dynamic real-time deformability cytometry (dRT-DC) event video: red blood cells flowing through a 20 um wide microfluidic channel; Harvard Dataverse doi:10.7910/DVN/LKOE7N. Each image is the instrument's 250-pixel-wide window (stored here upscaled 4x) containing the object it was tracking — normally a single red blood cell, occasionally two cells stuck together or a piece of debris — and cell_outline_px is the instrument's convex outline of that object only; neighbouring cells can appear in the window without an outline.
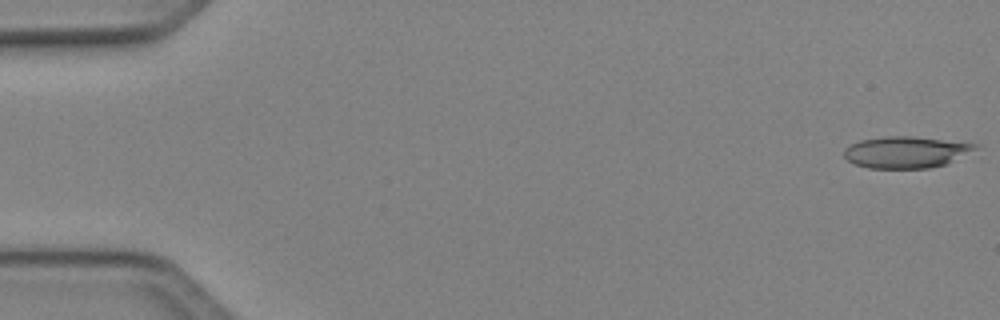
{"species": "Egyptian fruit bat (a non-hibernating species)", "species_latin": "Rousettus aegyptiacus", "temperature_condition": "cold", "stored_images_in_passage": 50, "camera_frame_rate_fps": 3000, "um_per_image_px": 0.085, "animal": {"sex": "female"}, "frame": {"image": 1, "passage_image": 1, "time_ms": 0.0, "image_size_px": [1000, 320], "cell_outline_px": [[976, 148], [944, 164], [928, 168], [868, 168], [856, 164], [848, 160], [844, 156], [844, 148], [860, 140], [884, 136], [912, 136], [976, 144]], "centroid_in_image_um": [76.91, 12.93], "position_along_channel_um": 8.1, "area_um2": 23.58}}
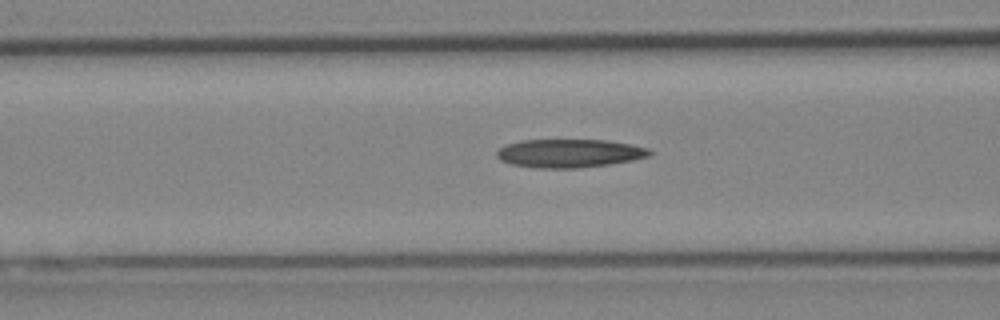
{"frame": {"image": 2, "passage_image": 20, "time_ms": 6.333, "image_size_px": [1000, 320], "cell_outline_px": [[652, 156], [632, 160], [608, 164], [576, 168], [532, 168], [512, 164], [500, 160], [496, 156], [496, 152], [504, 144], [520, 140], [604, 140], [628, 144], [648, 148], [652, 152]], "centroid_in_image_um": [48.35, 13.03], "position_along_channel_um": 118.2, "area_um2": 25.32}}
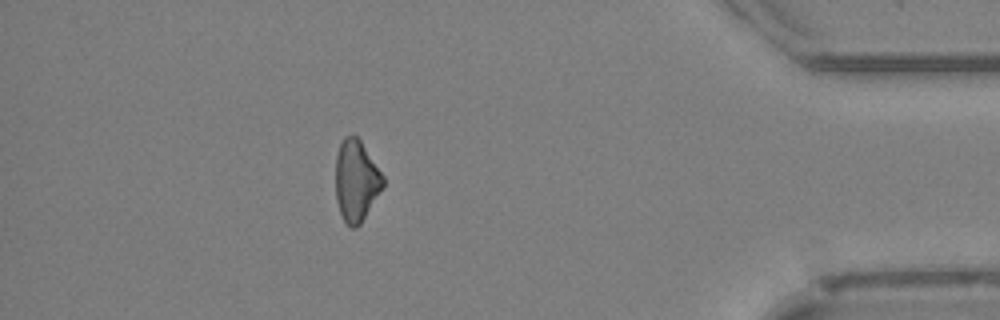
{"frame": {"image": 3, "passage_image": 44, "time_ms": 14.333, "image_size_px": [1000, 320], "cell_outline_px": [[384, 184], [360, 224], [356, 228], [352, 228], [344, 220], [340, 212], [336, 200], [336, 156], [340, 144], [344, 136], [352, 132], [360, 140], [384, 176]], "centroid_in_image_um": [30.26, 15.32], "position_along_channel_um": 404.9, "area_um2": 22.25}}